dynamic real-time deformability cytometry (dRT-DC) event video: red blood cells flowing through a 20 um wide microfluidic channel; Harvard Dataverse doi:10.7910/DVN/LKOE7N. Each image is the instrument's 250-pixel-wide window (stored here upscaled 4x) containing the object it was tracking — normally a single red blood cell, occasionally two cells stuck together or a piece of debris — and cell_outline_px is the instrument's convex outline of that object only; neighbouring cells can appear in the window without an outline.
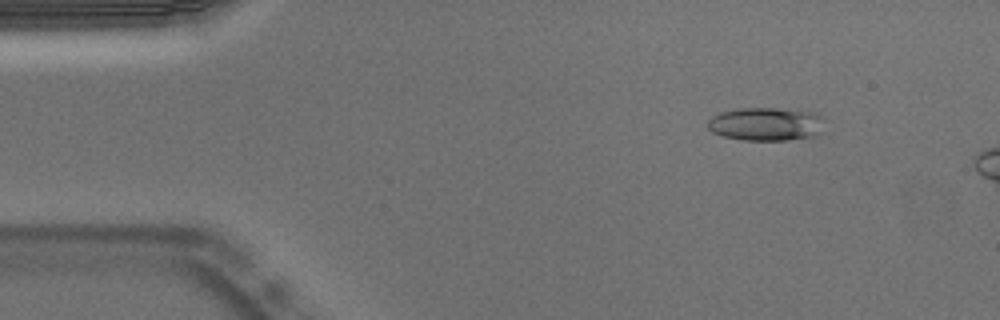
{"species": "Egyptian fruit bat (a non-hibernating species)", "species_latin": "Rousettus aegyptiacus", "temperature_condition": "warm", "stored_images_in_passage": 12, "camera_frame_rate_fps": 3000, "um_per_image_px": 0.085, "animal": {"sex": "male"}, "frame": {"image": 1, "passage_image": 6, "time_ms": 1.667, "image_size_px": [1000, 320], "cell_outline_px": [[828, 132], [816, 136], [788, 140], [744, 140], [724, 136], [712, 132], [708, 128], [708, 120], [712, 116], [720, 112], [740, 108], [776, 108], [816, 112], [820, 116]], "centroid_in_image_um": [65.19, 10.55], "position_along_channel_um": 19.8, "area_um2": 23.12}}